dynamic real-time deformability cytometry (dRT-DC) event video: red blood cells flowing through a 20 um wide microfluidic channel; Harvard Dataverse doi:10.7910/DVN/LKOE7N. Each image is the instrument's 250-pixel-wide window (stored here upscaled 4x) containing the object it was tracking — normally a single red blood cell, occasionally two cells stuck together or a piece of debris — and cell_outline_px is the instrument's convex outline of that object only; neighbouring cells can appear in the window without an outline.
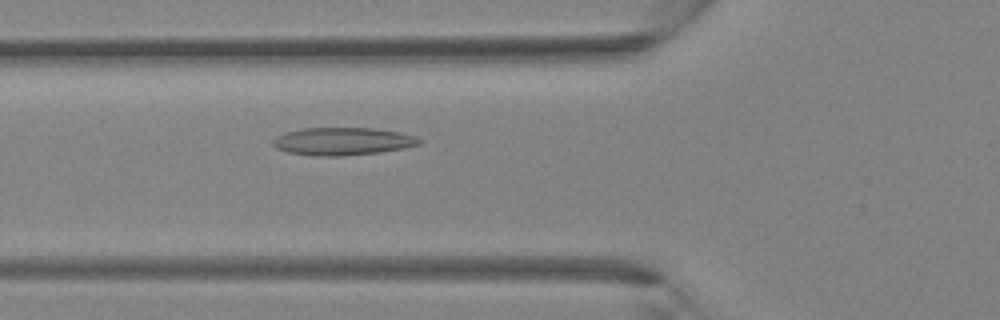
{"species": "Egyptian fruit bat (a non-hibernating species)", "species_latin": "Rousettus aegyptiacus", "temperature_condition": "room temperature", "stored_images_in_passage": 40, "camera_frame_rate_fps": 3000, "um_per_image_px": 0.085, "animal": {"sex": "female"}, "frame": {"image": 1, "passage_image": 15, "time_ms": 4.667, "image_size_px": [1000, 320], "cell_outline_px": [[420, 144], [404, 148], [380, 152], [344, 156], [312, 156], [288, 152], [276, 148], [272, 144], [272, 140], [276, 136], [284, 132], [304, 128], [372, 128], [400, 132], [412, 136], [420, 140]], "centroid_in_image_um": [29.06, 12.02], "position_along_channel_um": 96.7, "area_um2": 23.64}}
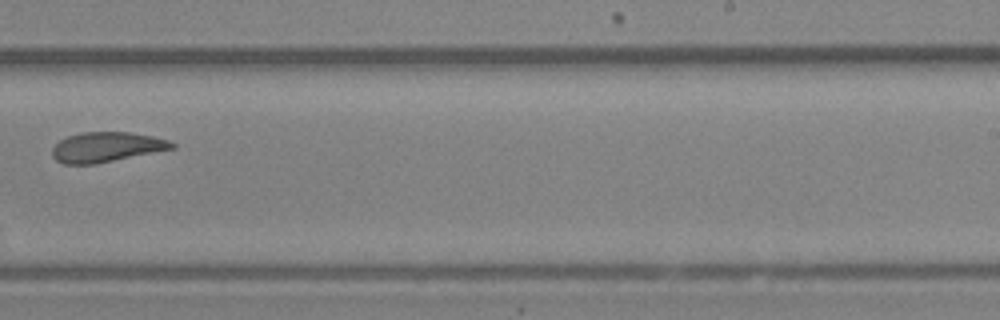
{"frame": {"image": 2, "passage_image": 26, "time_ms": 8.333, "image_size_px": [1000, 320], "cell_outline_px": [[176, 148], [96, 164], [64, 164], [56, 160], [52, 156], [52, 148], [60, 140], [68, 136], [80, 132], [132, 132], [152, 136], [168, 140], [176, 144]], "centroid_in_image_um": [9.06, 12.5], "position_along_channel_um": 279.9, "area_um2": 20.98}}
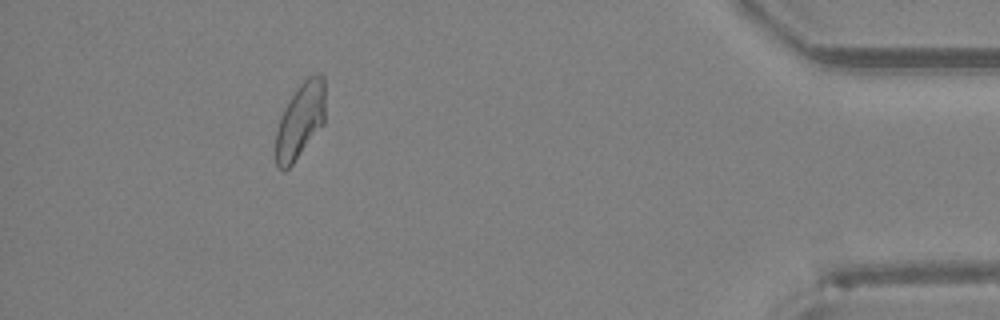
{"frame": {"image": 3, "passage_image": 37, "time_ms": 12.0, "image_size_px": [1000, 320], "cell_outline_px": [[324, 124], [292, 164], [284, 172], [276, 164], [276, 132], [280, 116], [284, 108], [300, 84], [308, 76], [316, 72], [320, 72], [324, 76]], "centroid_in_image_um": [25.53, 10.23], "position_along_channel_um": 409.7, "area_um2": 21.68}}